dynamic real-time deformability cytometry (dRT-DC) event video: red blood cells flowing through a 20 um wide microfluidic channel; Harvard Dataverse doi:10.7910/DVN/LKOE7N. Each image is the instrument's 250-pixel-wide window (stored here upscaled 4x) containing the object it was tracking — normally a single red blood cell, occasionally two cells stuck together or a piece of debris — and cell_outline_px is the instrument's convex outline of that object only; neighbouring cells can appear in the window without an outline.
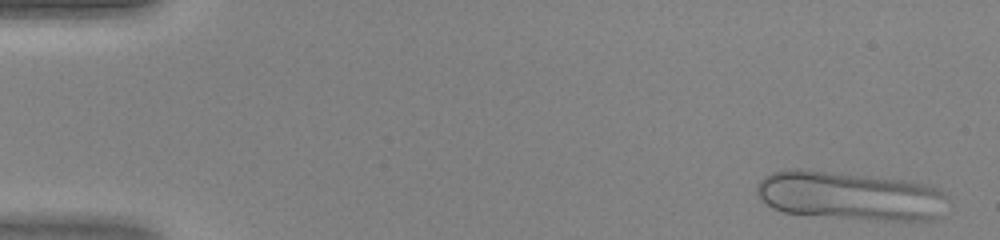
{"species": "human", "species_latin": "Homo sapiens", "temperature_condition": "warm", "stored_images_in_passage": 45, "camera_frame_rate_fps": 3000, "um_per_image_px": 0.085, "donor": {"sex": "female"}, "frame": {"image": 1, "passage_image": 2, "time_ms": 0.333, "image_size_px": [1000, 240], "cell_outline_px": [[948, 196], [944, 216], [936, 220], [884, 220], [784, 212], [772, 208], [756, 192], [756, 188], [760, 180], [764, 176], [772, 172], [788, 168], [800, 168], [904, 180], [928, 184], [936, 188]], "centroid_in_image_um": [72.31, 16.63], "position_along_channel_um": 12.7, "area_um2": 54.16}}
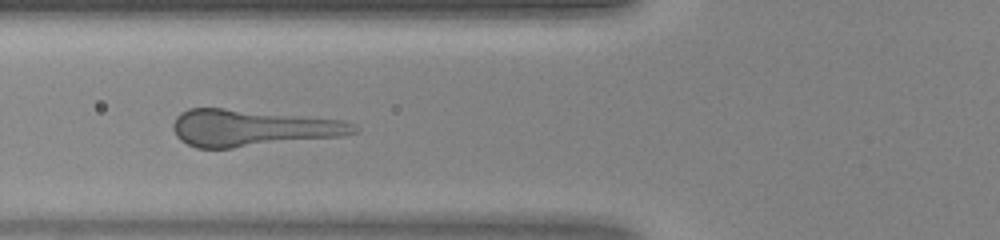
{"frame": {"image": 2, "passage_image": 17, "time_ms": 5.333, "image_size_px": [1000, 240], "cell_outline_px": [[360, 128], [356, 132], [340, 136], [232, 148], [196, 148], [180, 140], [176, 136], [172, 128], [172, 124], [176, 116], [180, 112], [188, 108], [224, 108], [344, 120], [356, 124]], "centroid_in_image_um": [21.41, 10.87], "position_along_channel_um": 104.4, "area_um2": 38.73}}
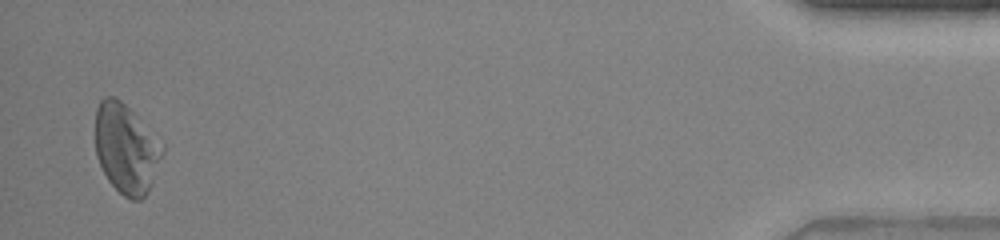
{"frame": {"image": 3, "passage_image": 44, "time_ms": 14.333, "image_size_px": [1000, 240], "cell_outline_px": [[164, 152], [148, 192], [140, 200], [132, 200], [124, 196], [108, 180], [96, 156], [96, 108], [100, 100], [104, 96], [112, 96], [120, 100], [164, 144]], "centroid_in_image_um": [10.73, 12.64], "position_along_channel_um": 424.5, "area_um2": 34.68}}